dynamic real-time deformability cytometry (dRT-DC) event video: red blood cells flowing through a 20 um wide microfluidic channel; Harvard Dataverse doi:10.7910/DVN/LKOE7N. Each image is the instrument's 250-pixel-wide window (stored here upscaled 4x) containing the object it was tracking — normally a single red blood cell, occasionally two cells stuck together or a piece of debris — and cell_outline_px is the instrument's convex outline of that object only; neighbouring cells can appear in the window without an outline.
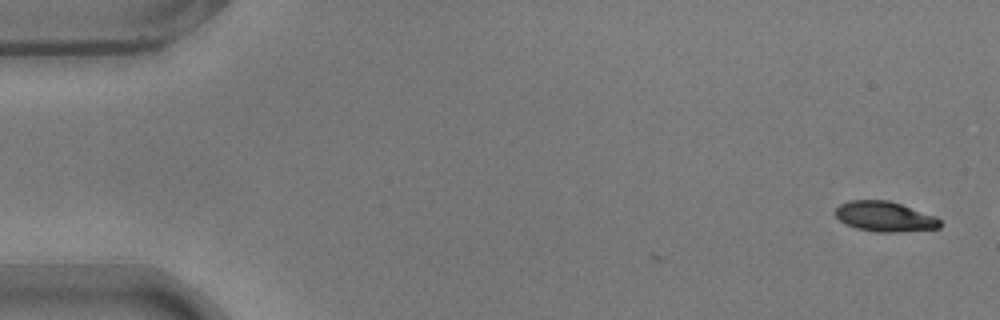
{"species": "common noctule bat (a hibernating species)", "species_latin": "Nyctalus noctula", "temperature_condition": "warm", "stored_images_in_passage": 2, "camera_frame_rate_fps": 3000, "um_per_image_px": 0.085, "animal": {"sex": "male", "body_mass_g": 17.9}, "frame": {"image": 1, "passage_image": 2, "time_ms": 0.333, "image_size_px": [1000, 320], "cell_outline_px": [[940, 228], [896, 232], [876, 232], [856, 228], [844, 224], [832, 212], [840, 204], [848, 200], [888, 200], [936, 216], [940, 220]], "centroid_in_image_um": [75.16, 18.4], "position_along_channel_um": 9.8, "area_um2": 18.44}}